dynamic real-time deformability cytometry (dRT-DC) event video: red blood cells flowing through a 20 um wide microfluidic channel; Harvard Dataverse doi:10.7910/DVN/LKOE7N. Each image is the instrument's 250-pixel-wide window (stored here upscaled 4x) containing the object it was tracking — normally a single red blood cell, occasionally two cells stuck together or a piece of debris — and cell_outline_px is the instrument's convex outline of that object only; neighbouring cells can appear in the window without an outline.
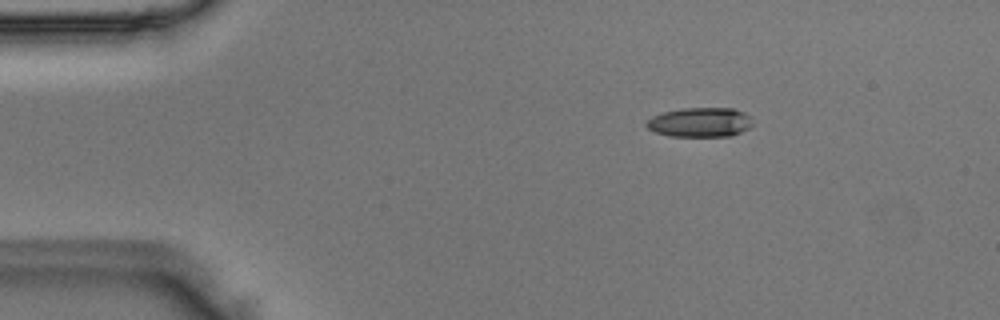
{"species": "Egyptian fruit bat (a non-hibernating species)", "species_latin": "Rousettus aegyptiacus", "temperature_condition": "room temperature", "stored_images_in_passage": 9, "camera_frame_rate_fps": 3000, "um_per_image_px": 0.085, "animal": {"sex": "male"}, "frame": {"image": 1, "passage_image": 1, "time_ms": 0.0, "image_size_px": [1000, 320], "cell_outline_px": [[752, 124], [748, 128], [732, 136], [668, 136], [656, 132], [648, 128], [644, 124], [652, 116], [664, 112], [680, 108], [732, 108], [744, 112], [752, 116]], "centroid_in_image_um": [59.52, 10.39], "position_along_channel_um": 25.5, "area_um2": 18.32}}